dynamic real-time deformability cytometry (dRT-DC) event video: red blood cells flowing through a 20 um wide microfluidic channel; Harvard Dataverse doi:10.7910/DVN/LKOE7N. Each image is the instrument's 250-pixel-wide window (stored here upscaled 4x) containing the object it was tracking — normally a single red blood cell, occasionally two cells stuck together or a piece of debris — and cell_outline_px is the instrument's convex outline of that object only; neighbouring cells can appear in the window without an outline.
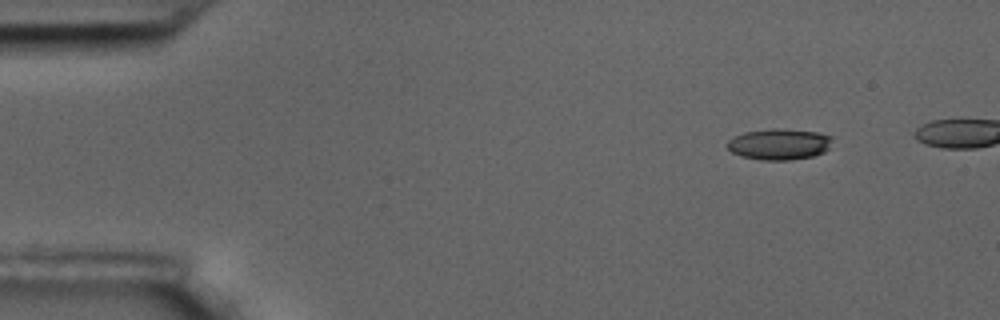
{"species": "common noctule bat (a hibernating species)", "species_latin": "Nyctalus noctula", "temperature_condition": "room temperature", "stored_images_in_passage": 46, "camera_frame_rate_fps": 3000, "um_per_image_px": 0.085, "animal": {"sex": "male", "body_mass_g": 17.5, "forearm_length_mm": 52.3}, "frame": {"image": 1, "passage_image": 1, "time_ms": 0.0, "image_size_px": [1000, 320], "cell_outline_px": [[832, 136], [828, 148], [824, 152], [812, 156], [788, 160], [760, 160], [740, 156], [732, 152], [728, 148], [728, 140], [732, 136], [744, 132], [772, 128], [784, 128], [816, 132]], "centroid_in_image_um": [66.19, 12.25], "position_along_channel_um": 18.8, "area_um2": 19.07}}
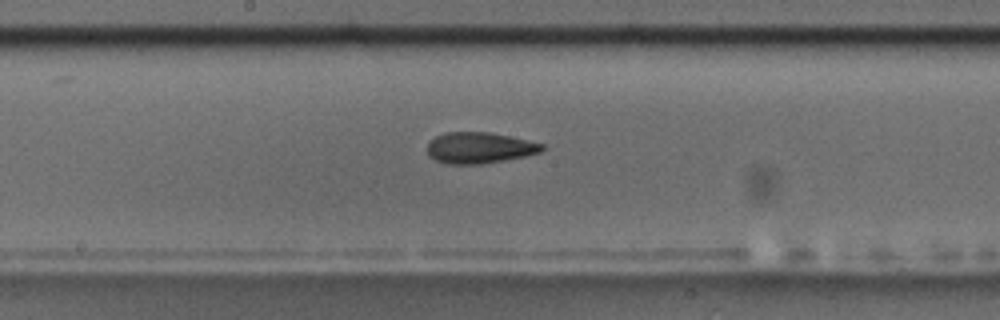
{"frame": {"image": 2, "passage_image": 25, "time_ms": 8.0, "image_size_px": [1000, 320], "cell_outline_px": [[544, 148], [540, 152], [524, 156], [504, 160], [480, 164], [448, 164], [436, 160], [428, 156], [428, 144], [436, 136], [444, 132], [488, 132], [508, 136], [544, 144]], "centroid_in_image_um": [40.73, 12.56], "position_along_channel_um": 207.5, "area_um2": 20.58}}
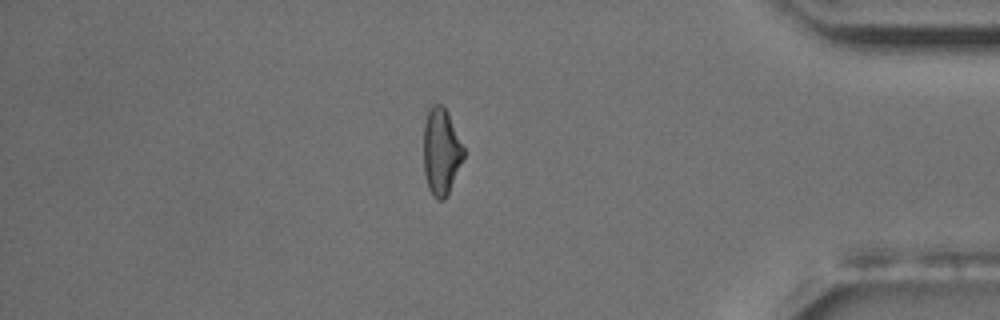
{"frame": {"image": 3, "passage_image": 44, "time_ms": 14.333, "image_size_px": [1000, 320], "cell_outline_px": [[464, 156], [448, 192], [444, 200], [436, 200], [432, 196], [428, 188], [424, 172], [424, 124], [428, 112], [432, 104], [440, 104], [448, 112], [464, 148]], "centroid_in_image_um": [37.48, 12.89], "position_along_channel_um": 397.7, "area_um2": 20.0}}